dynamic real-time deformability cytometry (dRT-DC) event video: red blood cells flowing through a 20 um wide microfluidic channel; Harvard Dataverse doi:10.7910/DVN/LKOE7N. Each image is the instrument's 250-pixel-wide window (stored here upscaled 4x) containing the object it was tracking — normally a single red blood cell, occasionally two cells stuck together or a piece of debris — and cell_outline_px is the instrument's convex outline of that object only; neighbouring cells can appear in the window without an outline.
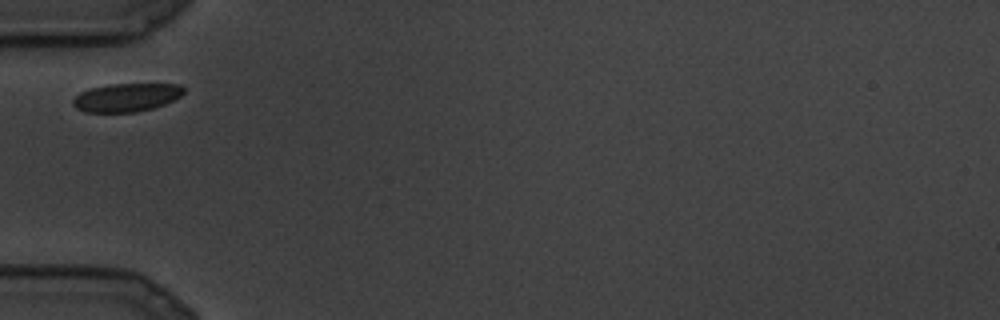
{"species": "common noctule bat (a hibernating species)", "species_latin": "Nyctalus noctula", "temperature_condition": "cold", "stored_images_in_passage": 4, "camera_frame_rate_fps": 3000, "um_per_image_px": 0.085, "animal": {"sex": "male", "body_mass_g": 19.5, "forearm_length_mm": 54.6}, "frame": {"image": 1, "passage_image": 1, "time_ms": 0.0, "image_size_px": [1000, 320], "cell_outline_px": [[184, 92], [180, 96], [164, 104], [152, 108], [136, 112], [84, 112], [76, 108], [72, 104], [72, 100], [80, 92], [92, 88], [108, 84], [180, 84], [184, 88]], "centroid_in_image_um": [10.73, 8.28], "position_along_channel_um": 74.3, "area_um2": 18.21}}
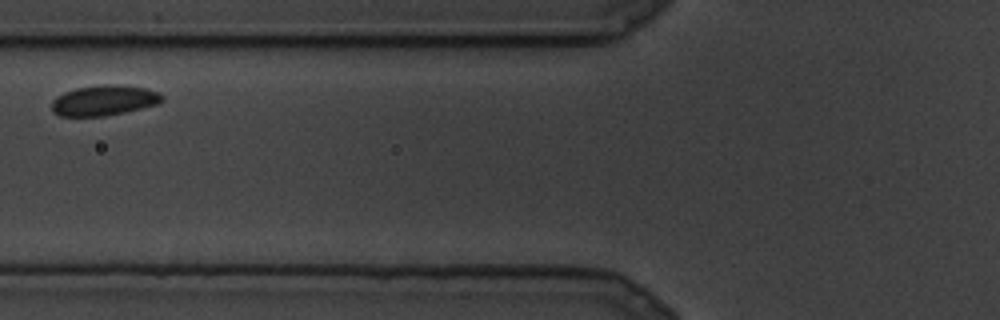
{"frame": {"image": 2, "passage_image": 3, "time_ms": 0.667, "image_size_px": [1000, 320], "cell_outline_px": [[164, 100], [160, 104], [124, 112], [104, 116], [60, 116], [52, 112], [52, 100], [56, 96], [64, 92], [76, 88], [104, 84], [116, 84], [144, 88], [160, 92], [164, 96]], "centroid_in_image_um": [8.86, 8.53], "position_along_channel_um": 116.9, "area_um2": 19.71}}